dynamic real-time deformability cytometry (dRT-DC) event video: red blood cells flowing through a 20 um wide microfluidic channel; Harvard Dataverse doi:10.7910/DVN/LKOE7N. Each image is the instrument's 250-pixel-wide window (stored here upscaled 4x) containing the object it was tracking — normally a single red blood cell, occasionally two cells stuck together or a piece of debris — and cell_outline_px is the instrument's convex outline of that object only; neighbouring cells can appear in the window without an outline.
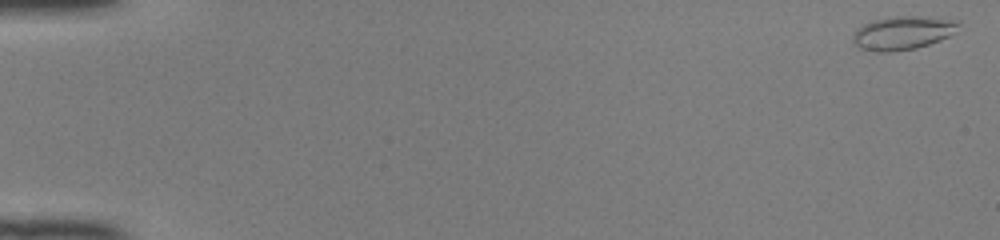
{"species": "common noctule bat (a hibernating species)", "species_latin": "Nyctalus noctula", "temperature_condition": "room temperature", "stored_images_in_passage": 50, "camera_frame_rate_fps": 3000, "um_per_image_px": 0.085, "animal": {"sex": "female", "body_mass_g": 22.0, "forearm_length_mm": 56.7}, "frame": {"image": 1, "passage_image": 1, "time_ms": 0.0, "image_size_px": [1000, 240], "cell_outline_px": [[960, 24], [948, 36], [940, 40], [916, 48], [892, 52], [876, 52], [860, 48], [852, 44], [852, 36], [856, 28], [872, 20], [888, 16], [920, 16], [960, 20]], "centroid_in_image_um": [76.67, 2.79], "position_along_channel_um": 8.3, "area_um2": 20.87}}
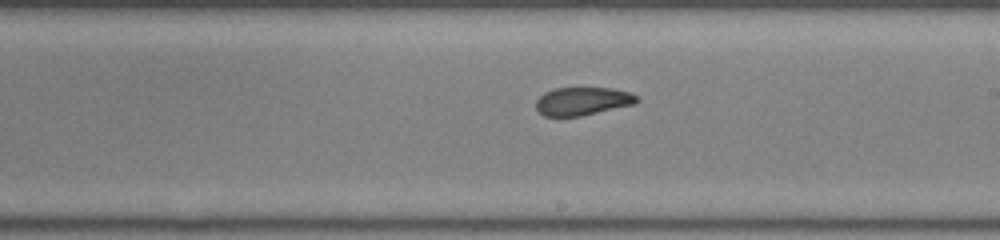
{"frame": {"image": 2, "passage_image": 30, "time_ms": 9.667, "image_size_px": [1000, 240], "cell_outline_px": [[640, 100], [636, 104], [580, 116], [544, 116], [536, 108], [536, 100], [544, 92], [556, 88], [612, 88], [632, 92], [640, 96]], "centroid_in_image_um": [49.58, 8.59], "position_along_channel_um": 239.4, "area_um2": 16.7}}
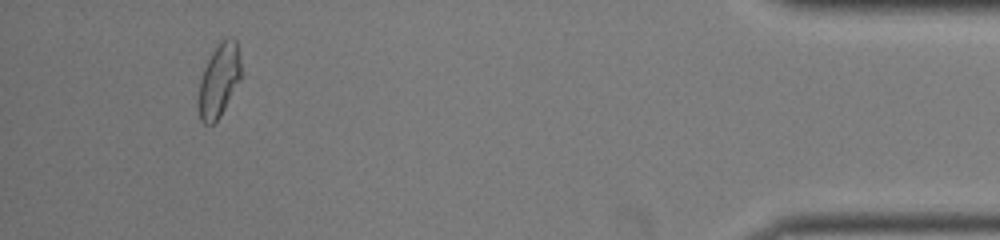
{"frame": {"image": 3, "passage_image": 47, "time_ms": 15.333, "image_size_px": [1000, 240], "cell_outline_px": [[240, 80], [220, 116], [212, 124], [204, 124], [200, 120], [196, 100], [200, 80], [204, 68], [212, 52], [220, 40], [228, 36], [232, 36], [236, 40], [240, 60]], "centroid_in_image_um": [18.58, 6.83], "position_along_channel_um": 416.6, "area_um2": 18.32}, "authors_computed_cell_mechanics": {"area_um2": 18.0336, "velocity_mm_per_s": 4.1251, "shape_relaxation_time_tau1_ms": null, "shape_relaxation_time_tau2_ms": 1.4433, "deformation_change_tau1": null, "deformation_change_tau2": 0.0733}}